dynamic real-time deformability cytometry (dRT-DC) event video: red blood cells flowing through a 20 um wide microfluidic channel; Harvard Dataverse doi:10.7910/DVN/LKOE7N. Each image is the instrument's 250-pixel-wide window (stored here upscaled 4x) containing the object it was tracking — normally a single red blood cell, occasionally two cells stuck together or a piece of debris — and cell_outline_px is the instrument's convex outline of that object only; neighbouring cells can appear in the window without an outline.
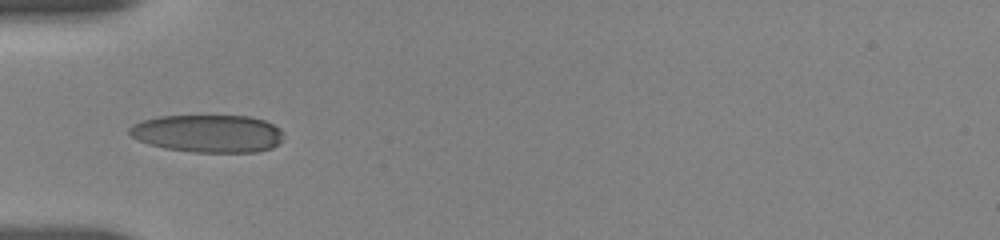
{"species": "human", "species_latin": "Homo sapiens", "temperature_condition": "room temperature", "stored_images_in_passage": 7, "camera_frame_rate_fps": 3000, "um_per_image_px": 0.085, "donor": {"sex": "female"}, "frame": {"image": 1, "passage_image": 1, "time_ms": 0.0, "image_size_px": [1000, 240], "cell_outline_px": [[284, 140], [280, 144], [272, 148], [256, 152], [192, 152], [164, 148], [148, 144], [132, 136], [128, 132], [128, 128], [132, 124], [140, 120], [160, 116], [248, 116], [264, 120], [280, 128], [284, 132]], "centroid_in_image_um": [17.71, 11.35], "position_along_channel_um": 67.3, "area_um2": 34.22}}
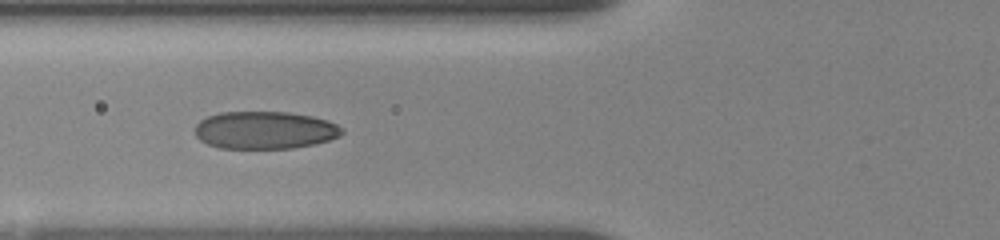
{"frame": {"image": 2, "passage_image": 6, "time_ms": 1.0, "image_size_px": [1000, 240], "cell_outline_px": [[344, 132], [340, 136], [328, 140], [312, 144], [292, 148], [220, 148], [208, 144], [200, 140], [196, 136], [196, 124], [200, 120], [208, 116], [220, 112], [288, 112], [312, 116], [328, 120], [344, 128]], "centroid_in_image_um": [22.52, 11.05], "position_along_channel_um": 103.3, "area_um2": 32.19}}